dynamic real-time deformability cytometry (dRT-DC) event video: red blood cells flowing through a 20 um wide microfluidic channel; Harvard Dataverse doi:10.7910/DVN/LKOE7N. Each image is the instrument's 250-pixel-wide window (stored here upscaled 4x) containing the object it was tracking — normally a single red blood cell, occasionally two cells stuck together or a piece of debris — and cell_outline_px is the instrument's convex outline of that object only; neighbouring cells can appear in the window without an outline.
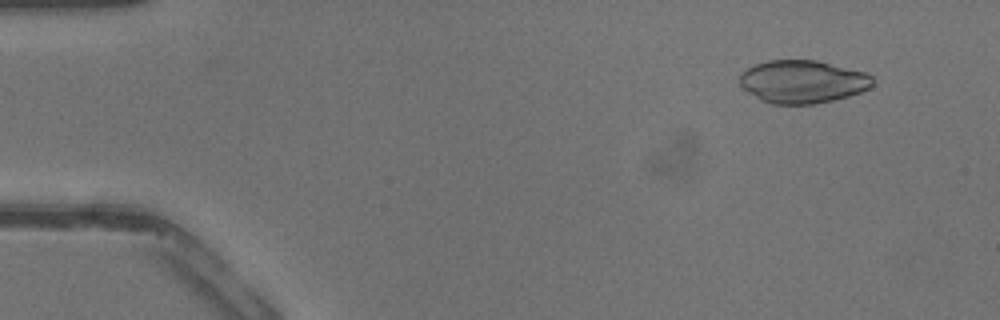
{"species": "common noctule bat (a hibernating species)", "species_latin": "Nyctalus noctula", "temperature_condition": "warm", "stored_images_in_passage": 41, "camera_frame_rate_fps": 3000, "um_per_image_px": 0.085, "animal": {"sex": "male", "body_mass_g": 13.3}, "frame": {"image": 1, "passage_image": 4, "time_ms": 1.0, "image_size_px": [1000, 320], "cell_outline_px": [[872, 84], [868, 88], [860, 92], [848, 96], [816, 104], [772, 104], [760, 100], [740, 88], [740, 72], [756, 64], [768, 60], [816, 60], [864, 72], [872, 76]], "centroid_in_image_um": [68.16, 6.95], "position_along_channel_um": 16.8, "area_um2": 33.23}}
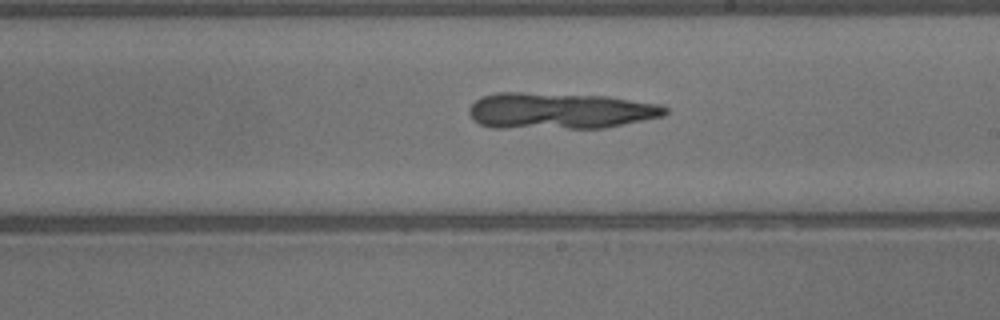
{"frame": {"image": 2, "passage_image": 24, "time_ms": 7.667, "image_size_px": [1000, 320], "cell_outline_px": [[668, 112], [664, 116], [604, 128], [492, 128], [480, 124], [472, 120], [468, 112], [468, 108], [480, 96], [496, 92], [524, 92], [608, 96], [660, 104], [668, 108]], "centroid_in_image_um": [47.55, 9.41], "position_along_channel_um": 241.4, "area_um2": 42.02}}
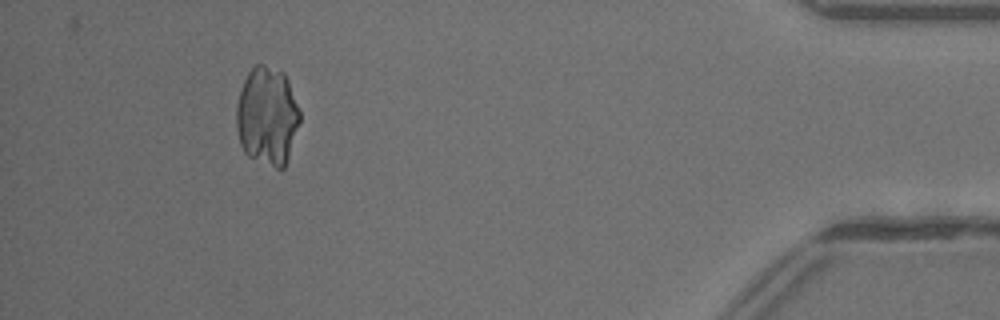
{"frame": {"image": 3, "passage_image": 38, "time_ms": 12.333, "image_size_px": [1000, 320], "cell_outline_px": [[300, 120], [288, 160], [284, 168], [276, 168], [248, 156], [244, 152], [240, 144], [236, 128], [236, 104], [244, 80], [248, 72], [256, 64], [264, 64], [284, 72], [288, 80], [300, 112]], "centroid_in_image_um": [22.7, 9.87], "position_along_channel_um": 412.5, "area_um2": 36.53}}